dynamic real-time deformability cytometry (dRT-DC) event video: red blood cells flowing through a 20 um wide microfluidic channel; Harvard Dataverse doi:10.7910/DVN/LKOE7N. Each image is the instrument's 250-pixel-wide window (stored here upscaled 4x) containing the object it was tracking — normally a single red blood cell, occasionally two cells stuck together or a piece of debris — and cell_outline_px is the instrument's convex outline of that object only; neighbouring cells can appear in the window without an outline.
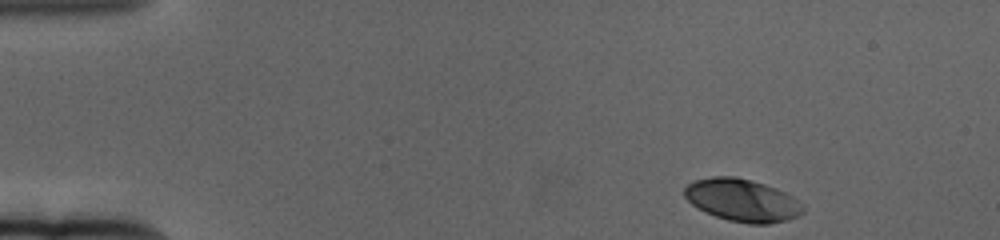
{"species": "human", "species_latin": "Homo sapiens", "temperature_condition": "cold", "stored_images_in_passage": 55, "camera_frame_rate_fps": 3000, "um_per_image_px": 0.085, "donor": {"sex": "female"}, "frame": {"image": 1, "passage_image": 1, "time_ms": 0.0, "image_size_px": [1000, 240], "cell_outline_px": [[804, 212], [800, 216], [788, 220], [768, 224], [748, 224], [728, 220], [716, 216], [696, 208], [684, 196], [684, 188], [688, 184], [696, 180], [712, 176], [736, 176], [764, 184], [776, 188], [792, 196], [804, 208]], "centroid_in_image_um": [63.09, 17.03], "position_along_channel_um": 21.9, "area_um2": 29.42}}
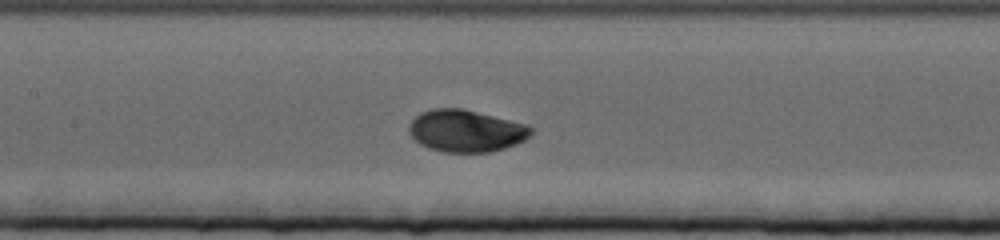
{"frame": {"image": 2, "passage_image": 23, "time_ms": 7.333, "image_size_px": [1000, 240], "cell_outline_px": [[532, 132], [524, 140], [516, 144], [492, 152], [444, 152], [428, 148], [420, 144], [408, 132], [408, 124], [420, 112], [432, 108], [460, 108], [528, 124], [532, 128]], "centroid_in_image_um": [39.59, 11.12], "position_along_channel_um": 167.8, "area_um2": 29.94}}
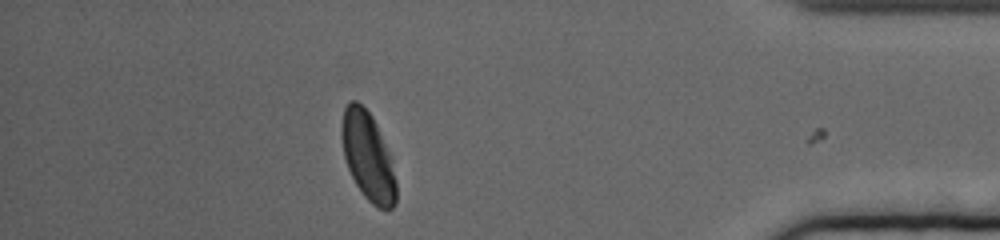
{"frame": {"image": 3, "passage_image": 48, "time_ms": 15.667, "image_size_px": [1000, 240], "cell_outline_px": [[396, 204], [392, 208], [380, 208], [372, 204], [364, 196], [356, 184], [348, 168], [344, 156], [340, 136], [340, 124], [344, 108], [348, 100], [356, 100], [372, 116], [376, 124], [388, 152], [396, 180]], "centroid_in_image_um": [31.23, 13.27], "position_along_channel_um": 404.0, "area_um2": 27.86}, "authors_computed_cell_mechanics": {"area_um2": 29.4202, "velocity_mm_per_s": 3.2929, "shape_relaxation_time_tau1_ms": 2.6949, "shape_relaxation_time_tau2_ms": null, "deformation_change_tau1": 0.154, "deformation_change_tau2": null}}